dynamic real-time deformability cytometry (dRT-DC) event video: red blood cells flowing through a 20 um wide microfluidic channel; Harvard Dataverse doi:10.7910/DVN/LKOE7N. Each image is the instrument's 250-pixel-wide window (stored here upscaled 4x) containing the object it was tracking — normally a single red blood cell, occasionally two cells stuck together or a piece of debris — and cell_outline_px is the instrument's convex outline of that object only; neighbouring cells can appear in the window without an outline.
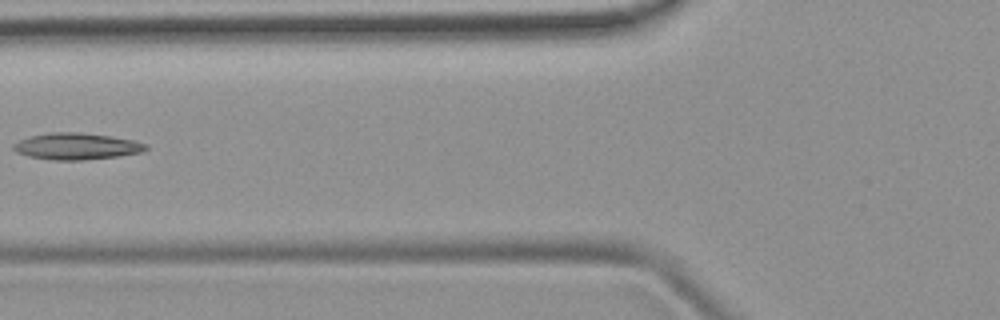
{"species": "common noctule bat (a hibernating species)", "species_latin": "Nyctalus noctula", "temperature_condition": "room temperature", "stored_images_in_passage": 6, "camera_frame_rate_fps": 3000, "um_per_image_px": 0.085, "animal": {"sex": "female", "body_mass_g": 19.9}, "frame": {"image": 1, "passage_image": 5, "time_ms": 4.667, "image_size_px": [1000, 320], "cell_outline_px": [[148, 148], [144, 152], [116, 156], [84, 160], [52, 160], [28, 156], [16, 152], [12, 148], [12, 144], [20, 140], [32, 136], [48, 132], [80, 132], [108, 136], [132, 140], [148, 144]], "centroid_in_image_um": [6.49, 12.44], "position_along_channel_um": 119.3, "area_um2": 20.46}}
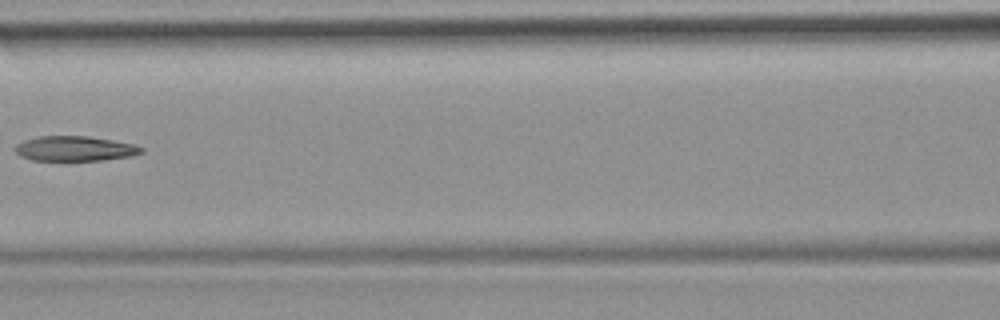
{"frame": {"image": 2, "passage_image": 6, "time_ms": 5.667, "image_size_px": [1000, 320], "cell_outline_px": [[144, 152], [132, 156], [104, 160], [32, 160], [20, 156], [12, 148], [16, 144], [24, 140], [36, 136], [88, 136], [136, 144], [144, 148]], "centroid_in_image_um": [6.36, 12.62], "position_along_channel_um": 160.2, "area_um2": 18.55}}